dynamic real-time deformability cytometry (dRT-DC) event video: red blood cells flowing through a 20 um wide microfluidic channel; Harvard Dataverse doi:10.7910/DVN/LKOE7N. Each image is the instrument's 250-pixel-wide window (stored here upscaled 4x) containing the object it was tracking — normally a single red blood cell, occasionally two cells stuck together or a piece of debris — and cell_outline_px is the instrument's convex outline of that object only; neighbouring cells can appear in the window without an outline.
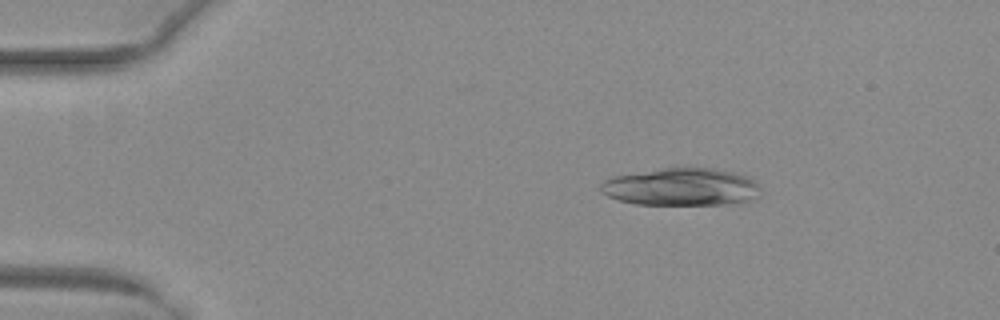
{"species": "common noctule bat (a hibernating species)", "species_latin": "Nyctalus noctula", "temperature_condition": "warm", "stored_images_in_passage": 18, "camera_frame_rate_fps": 3000, "um_per_image_px": 0.085, "animal": {"sex": "female", "body_mass_g": 29.2, "forearm_length_mm": 56.3}, "frame": {"image": 1, "passage_image": 8, "time_ms": 2.333, "image_size_px": [1000, 320], "cell_outline_px": [[760, 188], [756, 196], [748, 200], [724, 204], [636, 204], [620, 200], [608, 196], [600, 192], [600, 184], [604, 180], [616, 176], [664, 168], [712, 168], [744, 172]], "centroid_in_image_um": [57.92, 15.87], "position_along_channel_um": 27.1, "area_um2": 34.74}}